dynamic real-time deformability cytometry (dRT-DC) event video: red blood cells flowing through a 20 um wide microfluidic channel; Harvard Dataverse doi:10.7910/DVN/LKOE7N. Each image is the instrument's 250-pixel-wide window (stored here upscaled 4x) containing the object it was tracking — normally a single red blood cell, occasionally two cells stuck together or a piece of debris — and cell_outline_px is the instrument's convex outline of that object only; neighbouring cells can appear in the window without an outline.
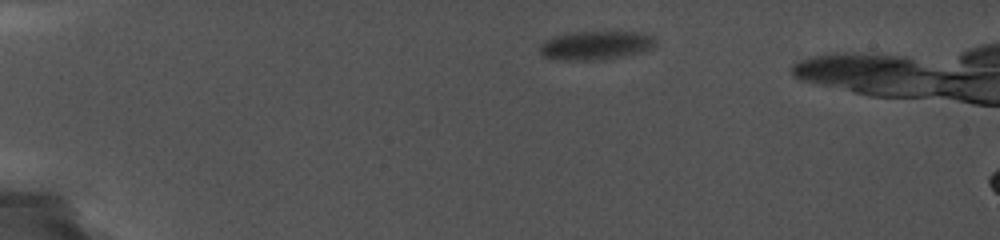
{"species": "common noctule bat (a hibernating species)", "species_latin": "Nyctalus noctula", "temperature_condition": "cold", "stored_images_in_passage": 8, "camera_frame_rate_fps": 5000, "um_per_image_px": 0.085, "animal": {"sex": "female", "body_mass_g": 19.0, "forearm_length_mm": 56.7}, "frame": {"image": 1, "passage_image": 1, "time_ms": 0.0, "image_size_px": [1000, 240], "cell_outline_px": [[656, 48], [652, 52], [612, 60], [552, 60], [544, 56], [540, 52], [540, 48], [548, 40], [564, 36], [636, 36], [648, 40]], "centroid_in_image_um": [50.6, 4.06], "position_along_channel_um": 34.4, "area_um2": 17.05}}